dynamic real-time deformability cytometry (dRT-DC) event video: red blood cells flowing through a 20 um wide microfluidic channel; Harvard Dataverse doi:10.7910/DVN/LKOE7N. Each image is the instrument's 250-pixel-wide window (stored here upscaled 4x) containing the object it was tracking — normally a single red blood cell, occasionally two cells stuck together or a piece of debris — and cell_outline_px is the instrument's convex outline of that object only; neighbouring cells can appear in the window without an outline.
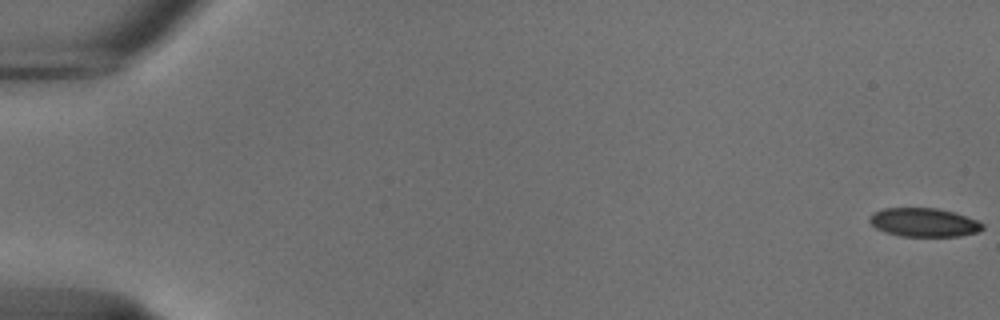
{"species": "common noctule bat (a hibernating species)", "species_latin": "Nyctalus noctula", "temperature_condition": "cold", "stored_images_in_passage": 21, "camera_frame_rate_fps": 3000, "um_per_image_px": 0.085, "animal": {"sex": "male", "body_mass_g": 18.8}, "frame": {"image": 1, "passage_image": 1, "time_ms": 0.0, "image_size_px": [1000, 320], "cell_outline_px": [[984, 228], [976, 232], [960, 236], [900, 236], [884, 232], [876, 228], [868, 220], [868, 216], [872, 212], [884, 208], [936, 208], [956, 212], [976, 220], [984, 224]], "centroid_in_image_um": [78.5, 18.9], "position_along_channel_um": 6.5, "area_um2": 19.02}}
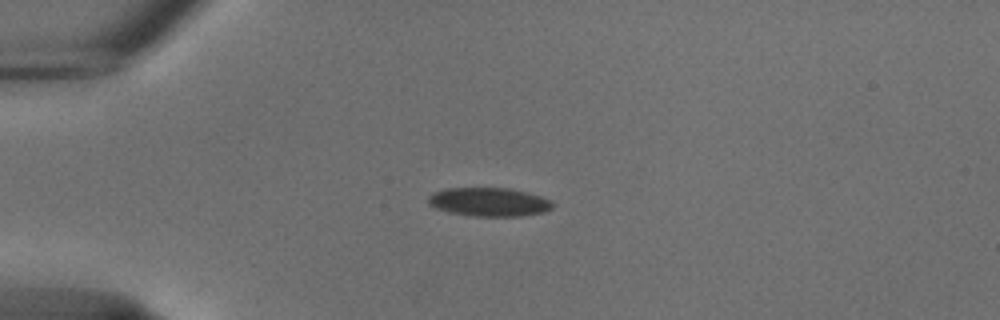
{"frame": {"image": 2, "passage_image": 15, "time_ms": 4.667, "image_size_px": [1000, 320], "cell_outline_px": [[552, 208], [544, 212], [520, 216], [472, 216], [448, 212], [436, 208], [428, 204], [428, 196], [432, 192], [444, 188], [508, 188], [528, 192], [552, 200]], "centroid_in_image_um": [41.54, 17.16], "position_along_channel_um": 43.5, "area_um2": 20.92}}
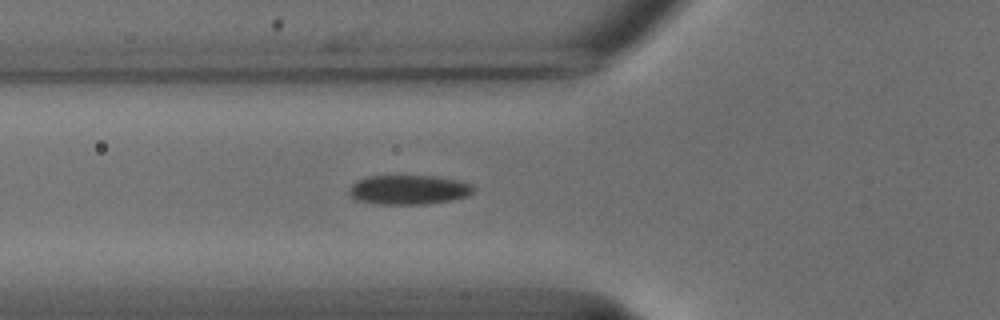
{"frame": {"image": 3, "passage_image": 21, "time_ms": 6.667, "image_size_px": [1000, 320], "cell_outline_px": [[476, 188], [468, 196], [452, 200], [424, 204], [376, 204], [356, 200], [348, 192], [348, 188], [356, 180], [368, 176], [436, 176], [460, 180], [472, 184]], "centroid_in_image_um": [34.75, 16.12], "position_along_channel_um": 91.1, "area_um2": 21.56}}